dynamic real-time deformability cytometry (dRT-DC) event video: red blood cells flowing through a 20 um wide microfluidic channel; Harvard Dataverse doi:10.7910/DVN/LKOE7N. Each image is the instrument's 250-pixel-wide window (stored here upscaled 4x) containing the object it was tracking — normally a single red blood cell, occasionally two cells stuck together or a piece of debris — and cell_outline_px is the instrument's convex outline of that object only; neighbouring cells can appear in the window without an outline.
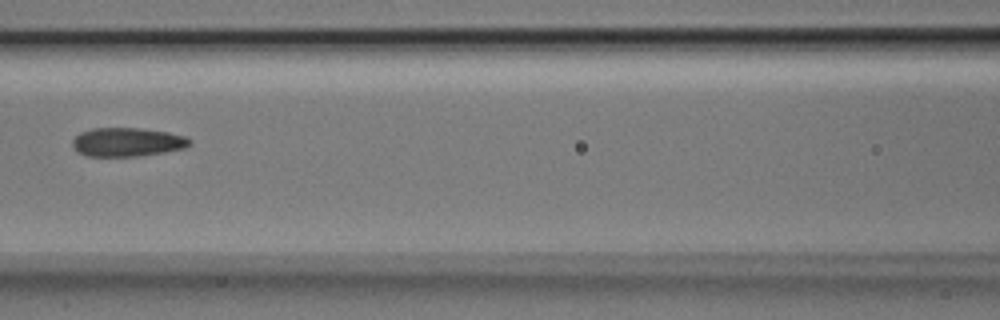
{"species": "Egyptian fruit bat (a non-hibernating species)", "species_latin": "Rousettus aegyptiacus", "temperature_condition": "room temperature", "stored_images_in_passage": 9, "camera_frame_rate_fps": 3000, "um_per_image_px": 0.085, "animal": {"sex": "male"}, "frame": {"image": 1, "passage_image": 8, "time_ms": 2.333, "image_size_px": [1000, 320], "cell_outline_px": [[192, 144], [184, 148], [164, 152], [140, 156], [84, 156], [76, 152], [72, 148], [72, 140], [80, 132], [92, 128], [140, 128], [168, 132], [184, 136], [192, 140]], "centroid_in_image_um": [10.78, 12.08], "position_along_channel_um": 155.8, "area_um2": 19.88}}
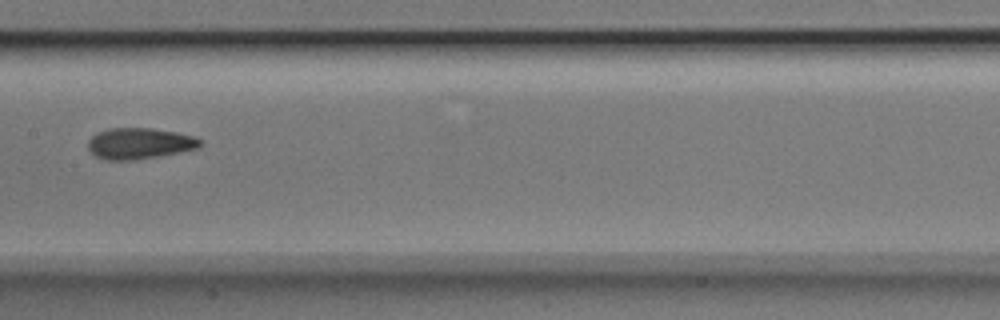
{"frame": {"image": 2, "passage_image": 9, "time_ms": 2.667, "image_size_px": [1000, 320], "cell_outline_px": [[204, 144], [200, 148], [156, 156], [128, 160], [108, 160], [96, 156], [88, 148], [88, 140], [96, 132], [108, 128], [152, 128], [176, 132], [196, 136]], "centroid_in_image_um": [11.87, 12.17], "position_along_channel_um": 195.5, "area_um2": 20.29}}